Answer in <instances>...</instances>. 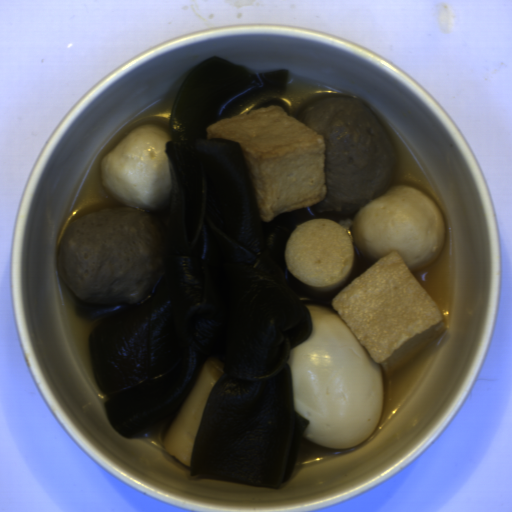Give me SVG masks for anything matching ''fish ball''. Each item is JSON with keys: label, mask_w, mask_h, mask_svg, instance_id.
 I'll return each instance as SVG.
<instances>
[{"label": "fish ball", "mask_w": 512, "mask_h": 512, "mask_svg": "<svg viewBox=\"0 0 512 512\" xmlns=\"http://www.w3.org/2000/svg\"><path fill=\"white\" fill-rule=\"evenodd\" d=\"M347 230L375 262L334 295L331 308L380 364L382 376L446 324L412 273L441 256L446 222L425 192L406 184L387 188L359 209Z\"/></svg>", "instance_id": "fish-ball-1"}, {"label": "fish ball", "mask_w": 512, "mask_h": 512, "mask_svg": "<svg viewBox=\"0 0 512 512\" xmlns=\"http://www.w3.org/2000/svg\"><path fill=\"white\" fill-rule=\"evenodd\" d=\"M208 139L239 143L257 216L314 206L325 196V139L279 105L223 119L205 130Z\"/></svg>", "instance_id": "fish-ball-2"}, {"label": "fish ball", "mask_w": 512, "mask_h": 512, "mask_svg": "<svg viewBox=\"0 0 512 512\" xmlns=\"http://www.w3.org/2000/svg\"><path fill=\"white\" fill-rule=\"evenodd\" d=\"M171 139L167 130L154 123L132 129L102 159L104 189L124 207L164 212L173 189L166 152Z\"/></svg>", "instance_id": "fish-ball-3"}]
</instances>
